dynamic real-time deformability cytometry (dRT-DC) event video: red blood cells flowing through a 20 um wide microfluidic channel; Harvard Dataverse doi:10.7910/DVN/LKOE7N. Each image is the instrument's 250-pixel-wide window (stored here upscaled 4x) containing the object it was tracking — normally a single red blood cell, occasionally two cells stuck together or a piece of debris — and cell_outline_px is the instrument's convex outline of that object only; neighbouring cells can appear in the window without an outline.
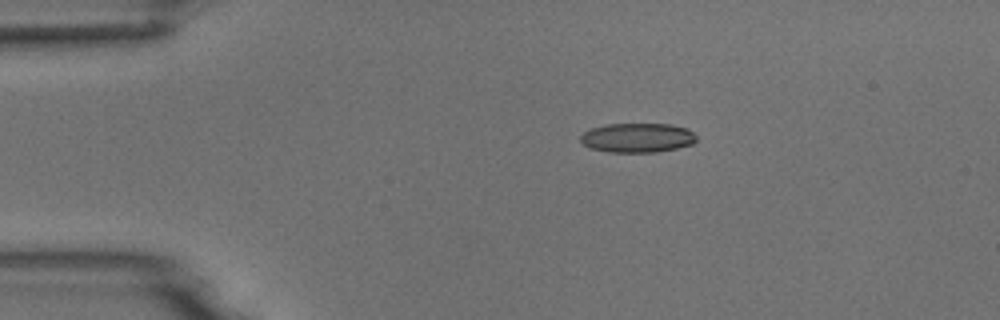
{"species": "common noctule bat (a hibernating species)", "species_latin": "Nyctalus noctula", "temperature_condition": "room temperature", "stored_images_in_passage": 2, "camera_frame_rate_fps": 3000, "um_per_image_px": 0.085, "animal": {"sex": "male", "body_mass_g": 18.8}, "frame": {"image": 1, "passage_image": 1, "time_ms": 0.0, "image_size_px": [1000, 320], "cell_outline_px": [[696, 140], [692, 144], [676, 148], [656, 152], [608, 152], [592, 148], [584, 144], [580, 140], [580, 136], [584, 132], [592, 128], [604, 124], [672, 124], [684, 128], [692, 132], [696, 136]], "centroid_in_image_um": [54.17, 11.7], "position_along_channel_um": 30.8, "area_um2": 19.71}}